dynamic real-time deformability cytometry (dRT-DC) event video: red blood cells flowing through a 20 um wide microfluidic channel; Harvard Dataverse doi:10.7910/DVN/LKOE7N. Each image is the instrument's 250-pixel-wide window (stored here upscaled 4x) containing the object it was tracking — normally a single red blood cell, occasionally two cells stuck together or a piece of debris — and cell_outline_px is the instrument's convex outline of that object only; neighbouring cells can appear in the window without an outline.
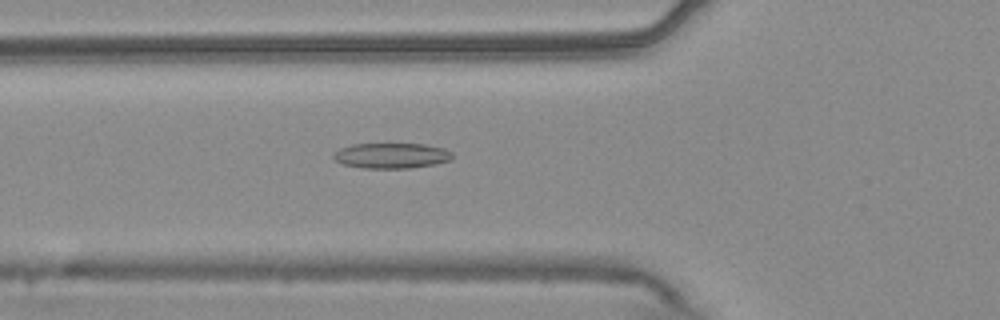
{"species": "common noctule bat (a hibernating species)", "species_latin": "Nyctalus noctula", "temperature_condition": "warm", "stored_images_in_passage": 54, "camera_frame_rate_fps": 3000, "um_per_image_px": 0.085, "animal": {"sex": "male", "body_mass_g": 20.4}, "frame": {"image": 1, "passage_image": 20, "time_ms": 6.333, "image_size_px": [1000, 320], "cell_outline_px": [[452, 160], [436, 164], [412, 168], [364, 168], [344, 164], [336, 160], [332, 156], [332, 152], [340, 148], [352, 144], [424, 144], [444, 148], [452, 152]], "centroid_in_image_um": [33.29, 13.23], "position_along_channel_um": 92.5, "area_um2": 17.69}}
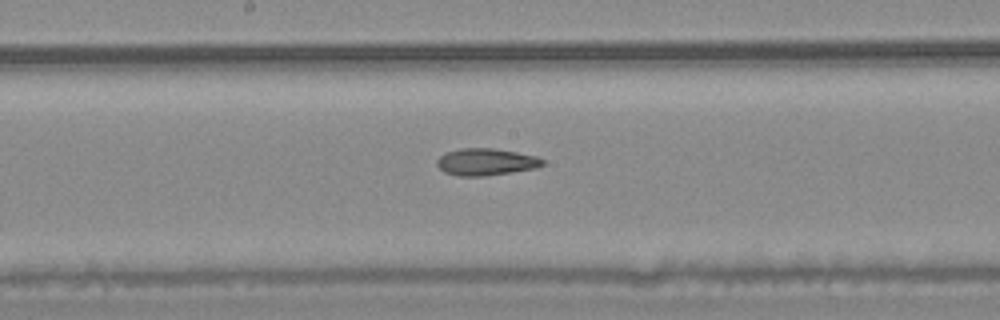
{"frame": {"image": 2, "passage_image": 29, "time_ms": 9.333, "image_size_px": [1000, 320], "cell_outline_px": [[544, 164], [536, 168], [512, 172], [484, 176], [460, 176], [444, 172], [436, 164], [436, 160], [444, 152], [460, 148], [492, 148], [516, 152], [536, 156], [544, 160]], "centroid_in_image_um": [41.28, 13.76], "position_along_channel_um": 206.9, "area_um2": 16.65}}
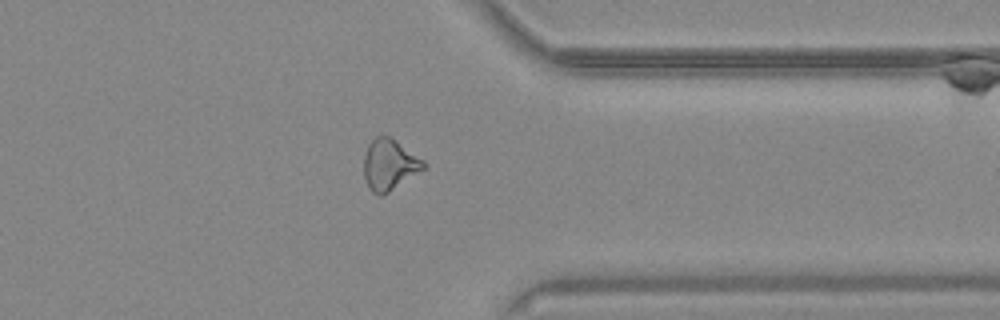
{"frame": {"image": 3, "passage_image": 43, "time_ms": 14.0, "image_size_px": [1000, 320], "cell_outline_px": [[424, 168], [388, 192], [380, 196], [376, 196], [368, 188], [364, 176], [364, 156], [368, 144], [376, 136], [388, 136], [424, 160]], "centroid_in_image_um": [33.05, 14.01], "position_along_channel_um": 378.4, "area_um2": 17.34}, "authors_computed_cell_mechanics": {"area_um2": 17.6868, "velocity_mm_per_s": 3.7871, "shape_relaxation_time_tau1_ms": null, "shape_relaxation_time_tau2_ms": 5.9252, "deformation_change_tau1": null, "deformation_change_tau2": 0.1512}}